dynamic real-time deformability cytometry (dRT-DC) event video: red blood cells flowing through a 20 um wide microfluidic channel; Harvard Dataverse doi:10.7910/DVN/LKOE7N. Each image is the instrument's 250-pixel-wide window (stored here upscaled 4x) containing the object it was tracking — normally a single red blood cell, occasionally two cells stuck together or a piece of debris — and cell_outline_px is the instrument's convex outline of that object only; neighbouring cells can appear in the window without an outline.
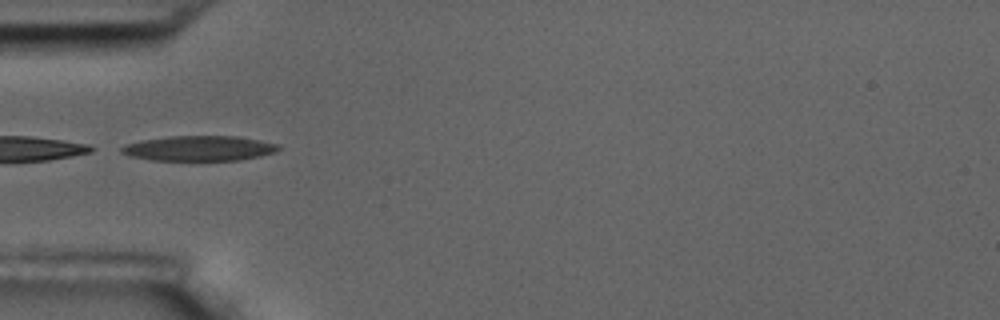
{"species": "common noctule bat (a hibernating species)", "species_latin": "Nyctalus noctula", "temperature_condition": "room temperature", "stored_images_in_passage": 5, "camera_frame_rate_fps": 3000, "um_per_image_px": 0.085, "animal": {"sex": "male", "body_mass_g": 17.5, "forearm_length_mm": 52.3}, "frame": {"image": 1, "passage_image": 2, "time_ms": 2.0, "image_size_px": [1000, 320], "cell_outline_px": [[280, 148], [276, 152], [260, 156], [240, 160], [152, 160], [132, 156], [120, 152], [120, 148], [124, 144], [140, 140], [172, 136], [240, 136], [280, 144]], "centroid_in_image_um": [16.95, 12.6], "position_along_channel_um": 68.0, "area_um2": 23.06}}
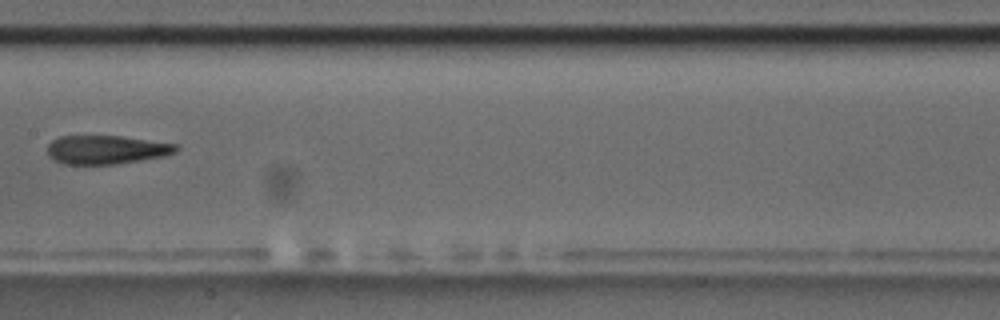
{"frame": {"image": 2, "passage_image": 5, "time_ms": 5.667, "image_size_px": [1000, 320], "cell_outline_px": [[180, 148], [176, 152], [164, 156], [116, 164], [64, 164], [48, 156], [48, 144], [52, 140], [60, 136], [120, 136], [180, 144]], "centroid_in_image_um": [9.08, 12.72], "position_along_channel_um": 198.3, "area_um2": 21.56}}